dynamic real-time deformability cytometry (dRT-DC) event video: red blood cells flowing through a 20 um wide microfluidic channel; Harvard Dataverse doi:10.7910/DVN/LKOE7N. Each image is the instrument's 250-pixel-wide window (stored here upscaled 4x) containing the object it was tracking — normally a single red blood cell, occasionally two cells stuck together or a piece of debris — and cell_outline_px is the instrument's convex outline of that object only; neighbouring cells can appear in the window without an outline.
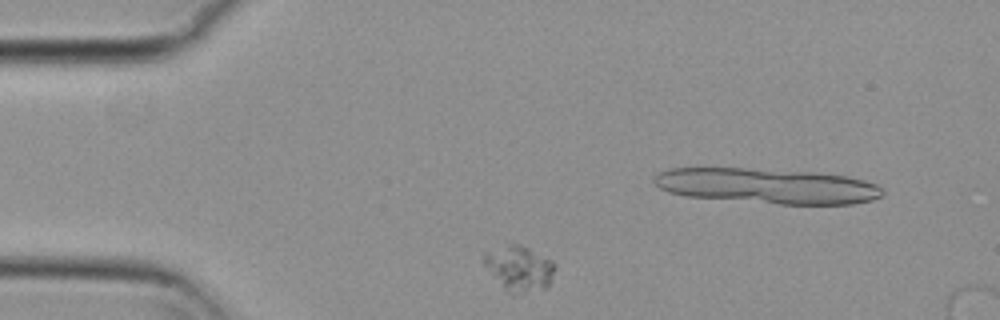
{"species": "common noctule bat (a hibernating species)", "species_latin": "Nyctalus noctula", "temperature_condition": "cold", "stored_images_in_passage": 35, "camera_frame_rate_fps": 3000, "um_per_image_px": 0.085, "animal": {"sex": "female", "body_mass_g": 29.2, "forearm_length_mm": 56.3}, "frame": {"image": 1, "passage_image": 5, "time_ms": 1.333, "image_size_px": [1000, 320], "cell_outline_px": [[556, 268], [552, 280], [548, 288], [512, 296], [504, 288], [484, 264], [484, 252], [512, 240], [552, 260]], "centroid_in_image_um": [44.16, 22.79], "position_along_channel_um": 40.8, "area_um2": 19.19}}
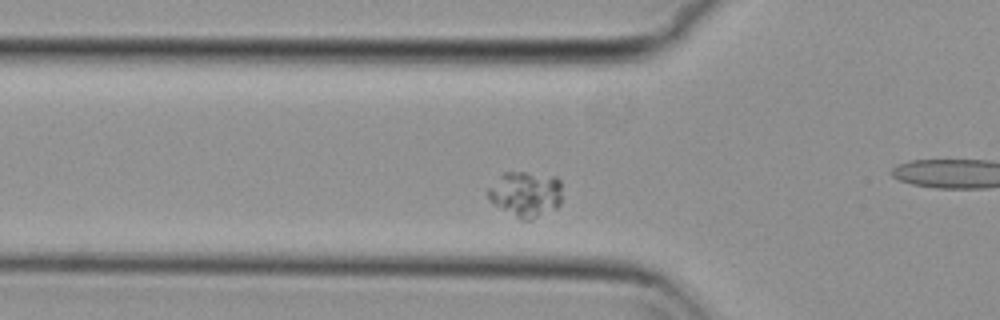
{"frame": {"image": 2, "passage_image": 11, "time_ms": 3.333, "image_size_px": [1000, 320], "cell_outline_px": [[560, 204], [556, 208], [528, 220], [524, 220], [492, 204], [488, 200], [488, 188], [504, 172], [524, 172], [556, 176], [560, 180]], "centroid_in_image_um": [44.66, 16.48], "position_along_channel_um": 81.1, "area_um2": 19.42}}